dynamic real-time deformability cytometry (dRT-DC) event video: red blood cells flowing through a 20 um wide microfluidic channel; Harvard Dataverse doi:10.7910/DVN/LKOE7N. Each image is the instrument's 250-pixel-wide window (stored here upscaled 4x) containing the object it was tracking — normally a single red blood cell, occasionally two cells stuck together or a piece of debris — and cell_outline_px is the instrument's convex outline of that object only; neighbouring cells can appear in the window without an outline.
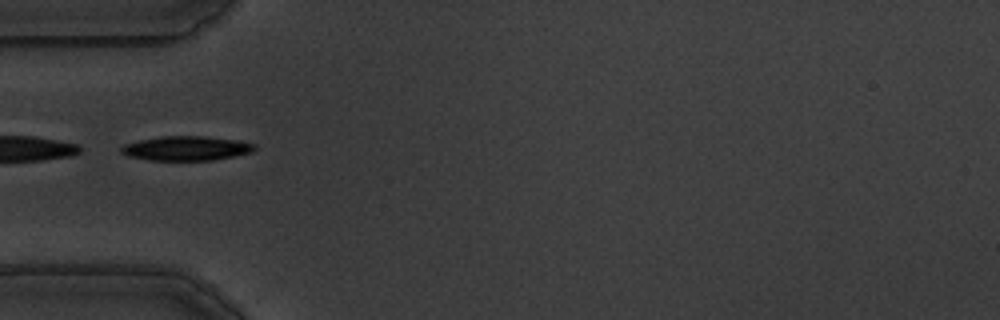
{"species": "common noctule bat (a hibernating species)", "species_latin": "Nyctalus noctula", "temperature_condition": "warm", "stored_images_in_passage": 39, "camera_frame_rate_fps": 3000, "um_per_image_px": 0.085, "animal": {"sex": "male", "body_mass_g": 19.5, "forearm_length_mm": 54.6}, "frame": {"image": 1, "passage_image": 1, "time_ms": 0.0, "image_size_px": [1000, 320], "cell_outline_px": [[256, 148], [252, 152], [236, 156], [212, 160], [148, 160], [128, 156], [120, 152], [120, 148], [124, 144], [140, 140], [160, 136], [204, 136], [240, 140], [256, 144]], "centroid_in_image_um": [15.86, 12.6], "position_along_channel_um": 69.1, "area_um2": 19.13}, "authors_computed_cell_mechanics": {"area_um2": 19.5942, "velocity_mm_per_s": 3.5408, "shape_relaxation_time_tau1_ms": 2.7563, "shape_relaxation_time_tau2_ms": 7.0805, "deformation_change_tau1": 0.1214, "deformation_change_tau2": 0.0898}}